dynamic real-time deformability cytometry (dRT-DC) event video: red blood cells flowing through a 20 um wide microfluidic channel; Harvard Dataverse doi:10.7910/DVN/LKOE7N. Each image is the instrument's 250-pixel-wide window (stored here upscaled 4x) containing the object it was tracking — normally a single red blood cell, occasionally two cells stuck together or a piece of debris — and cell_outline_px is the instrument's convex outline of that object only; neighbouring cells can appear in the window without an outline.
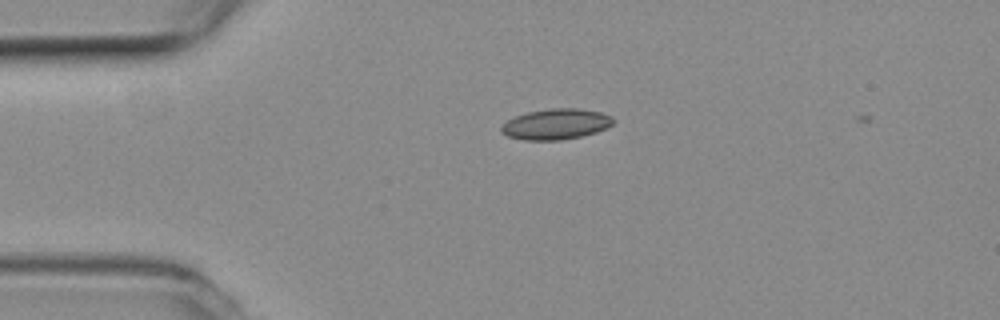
{"species": "common noctule bat (a hibernating species)", "species_latin": "Nyctalus noctula", "temperature_condition": "room temperature", "stored_images_in_passage": 3, "camera_frame_rate_fps": 3000, "um_per_image_px": 0.085, "animal": {"sex": "female", "body_mass_g": 19.3, "forearm_length_mm": 54.1}, "frame": {"image": 1, "passage_image": 2, "time_ms": 0.333, "image_size_px": [1000, 320], "cell_outline_px": [[612, 124], [596, 132], [580, 136], [560, 140], [524, 140], [508, 136], [500, 132], [500, 128], [508, 120], [516, 116], [528, 112], [552, 108], [576, 108], [600, 112], [612, 116]], "centroid_in_image_um": [47.23, 10.55], "position_along_channel_um": 37.8, "area_um2": 19.71}}